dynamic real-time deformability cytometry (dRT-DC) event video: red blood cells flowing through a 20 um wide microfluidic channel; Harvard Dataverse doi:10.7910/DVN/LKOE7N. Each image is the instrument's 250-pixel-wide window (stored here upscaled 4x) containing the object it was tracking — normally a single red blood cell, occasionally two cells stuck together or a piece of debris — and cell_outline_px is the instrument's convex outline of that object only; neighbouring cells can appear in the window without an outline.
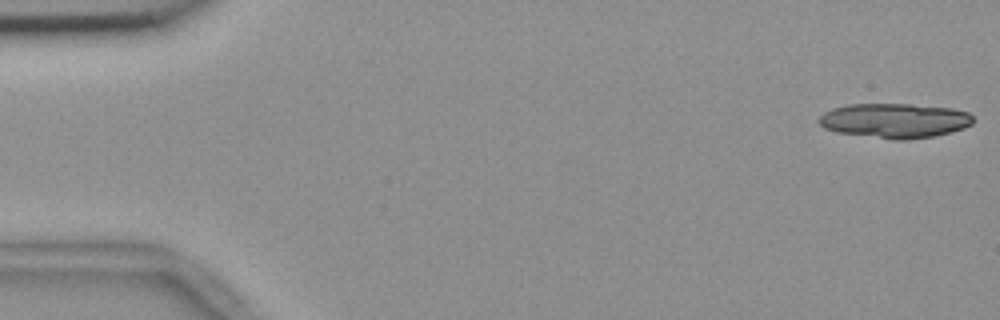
{"species": "common noctule bat (a hibernating species)", "species_latin": "Nyctalus noctula", "temperature_condition": "room temperature", "stored_images_in_passage": 19, "camera_frame_rate_fps": 3000, "um_per_image_px": 0.085, "animal": {"sex": "female", "body_mass_g": 18.4}, "frame": {"image": 1, "passage_image": 1, "time_ms": 0.0, "image_size_px": [1000, 320], "cell_outline_px": [[972, 124], [964, 128], [952, 132], [932, 136], [908, 140], [892, 140], [836, 132], [824, 128], [816, 120], [824, 112], [832, 108], [848, 104], [912, 104], [952, 108], [968, 112], [972, 116]], "centroid_in_image_um": [76.03, 10.25], "position_along_channel_um": 9.0, "area_um2": 31.44}}